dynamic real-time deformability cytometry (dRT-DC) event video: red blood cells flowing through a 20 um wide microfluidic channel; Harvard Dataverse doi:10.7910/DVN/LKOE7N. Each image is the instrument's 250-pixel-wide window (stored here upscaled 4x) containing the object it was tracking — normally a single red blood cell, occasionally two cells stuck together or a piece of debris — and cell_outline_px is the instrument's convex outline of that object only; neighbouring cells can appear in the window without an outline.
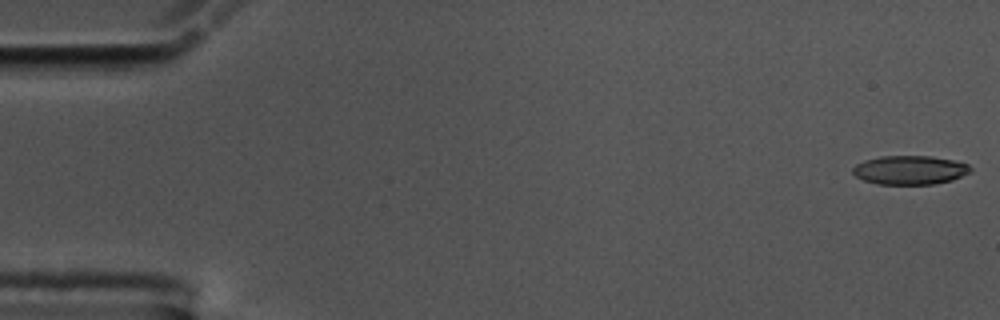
{"species": "common noctule bat (a hibernating species)", "species_latin": "Nyctalus noctula", "temperature_condition": "cold", "stored_images_in_passage": 56, "camera_frame_rate_fps": 3000, "um_per_image_px": 0.085, "animal": {"sex": "male", "body_mass_g": 17.5, "forearm_length_mm": 52.3}, "frame": {"image": 1, "passage_image": 1, "time_ms": 0.0, "image_size_px": [1000, 320], "cell_outline_px": [[972, 172], [952, 180], [936, 184], [876, 184], [864, 180], [856, 176], [852, 172], [852, 168], [856, 164], [864, 160], [880, 156], [932, 156], [952, 160], [968, 164], [972, 168]], "centroid_in_image_um": [77.35, 14.45], "position_along_channel_um": 7.7, "area_um2": 19.94}}
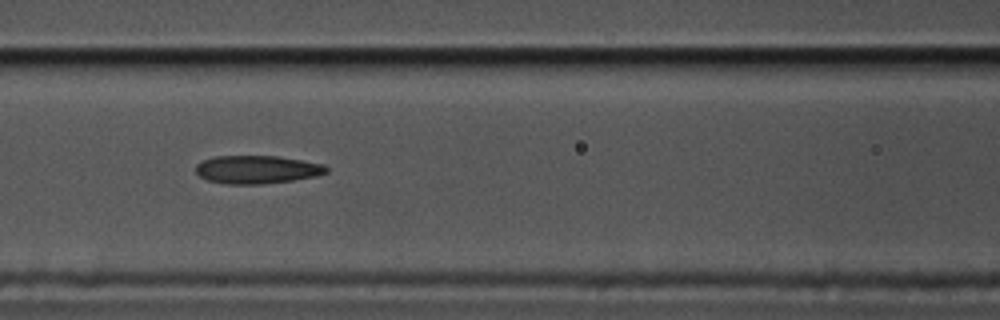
{"frame": {"image": 2, "passage_image": 24, "time_ms": 7.667, "image_size_px": [1000, 320], "cell_outline_px": [[328, 172], [316, 176], [292, 180], [260, 184], [224, 184], [208, 180], [200, 176], [196, 172], [196, 164], [204, 160], [216, 156], [276, 156], [324, 164], [328, 168]], "centroid_in_image_um": [21.84, 14.41], "position_along_channel_um": 144.8, "area_um2": 21.27}}
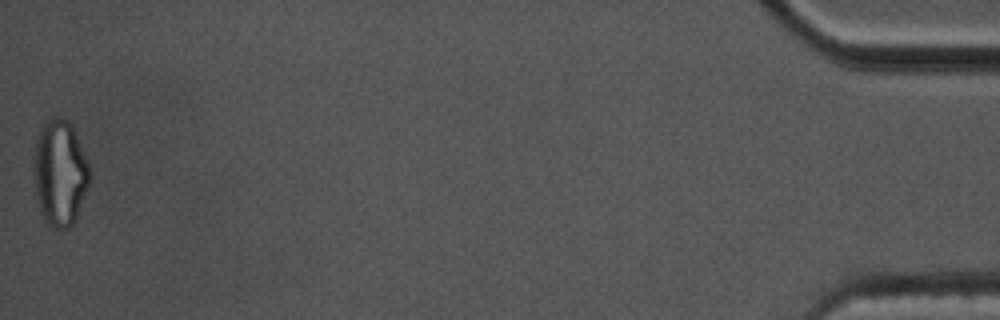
{"frame": {"image": 3, "passage_image": 56, "time_ms": 18.333, "image_size_px": [1000, 320], "cell_outline_px": [[92, 176], [88, 188], [76, 220], [68, 228], [60, 232], [48, 224], [44, 220], [40, 212], [36, 196], [36, 140], [40, 128], [44, 120], [52, 116], [60, 116], [68, 120], [72, 124], [88, 160], [92, 172]], "centroid_in_image_um": [5.15, 14.7], "position_along_channel_um": 430.0, "area_um2": 34.97}, "authors_computed_cell_mechanics": {"area_um2": 21.5305, "velocity_mm_per_s": 3.5868, "shape_relaxation_time_tau1_ms": null, "shape_relaxation_time_tau2_ms": 4.6228, "deformation_change_tau1": null, "deformation_change_tau2": 0.1624}}